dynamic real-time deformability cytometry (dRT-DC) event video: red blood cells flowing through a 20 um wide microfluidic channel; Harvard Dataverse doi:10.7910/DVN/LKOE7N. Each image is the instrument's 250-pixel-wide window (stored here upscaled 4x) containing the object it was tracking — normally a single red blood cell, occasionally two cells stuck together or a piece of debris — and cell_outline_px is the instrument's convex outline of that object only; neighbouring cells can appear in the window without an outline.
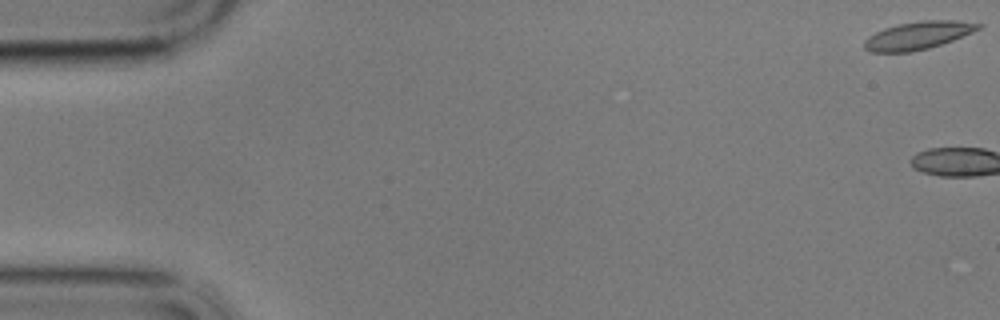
{"species": "common noctule bat (a hibernating species)", "species_latin": "Nyctalus noctula", "temperature_condition": "cold", "stored_images_in_passage": 3, "camera_frame_rate_fps": 3000, "um_per_image_px": 0.085, "animal": {"sex": "male", "body_mass_g": 17.9}, "frame": {"image": 1, "passage_image": 1, "time_ms": 0.0, "image_size_px": [1000, 320], "cell_outline_px": [[984, 24], [980, 28], [972, 32], [952, 40], [928, 48], [912, 52], [872, 52], [864, 48], [864, 40], [868, 36], [884, 28], [900, 24], [920, 20], [956, 20]], "centroid_in_image_um": [78.02, 3.01], "position_along_channel_um": 7.0, "area_um2": 18.38}}